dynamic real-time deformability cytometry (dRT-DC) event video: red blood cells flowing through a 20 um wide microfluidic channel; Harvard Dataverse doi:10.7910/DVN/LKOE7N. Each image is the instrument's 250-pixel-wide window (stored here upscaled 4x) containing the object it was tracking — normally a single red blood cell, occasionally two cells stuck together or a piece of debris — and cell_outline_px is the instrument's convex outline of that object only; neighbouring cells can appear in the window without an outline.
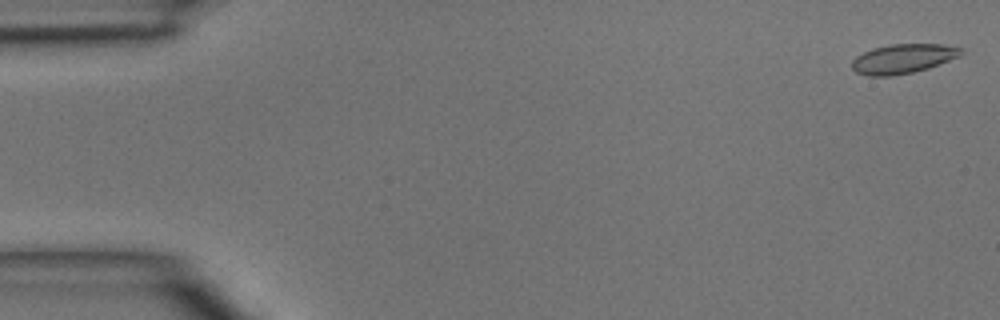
{"species": "common noctule bat (a hibernating species)", "species_latin": "Nyctalus noctula", "temperature_condition": "room temperature", "stored_images_in_passage": 47, "camera_frame_rate_fps": 3000, "um_per_image_px": 0.085, "animal": {"sex": "male", "body_mass_g": 15.6}, "frame": {"image": 1, "passage_image": 1, "time_ms": 0.0, "image_size_px": [1000, 320], "cell_outline_px": [[964, 52], [960, 56], [928, 68], [912, 72], [892, 76], [868, 76], [856, 72], [852, 68], [852, 60], [856, 56], [872, 48], [892, 44], [940, 44], [964, 48]], "centroid_in_image_um": [76.76, 4.99], "position_along_channel_um": 8.2, "area_um2": 18.73}}
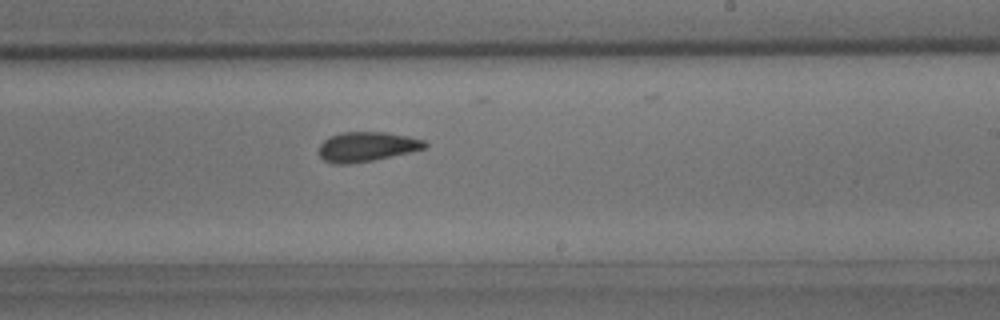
{"frame": {"image": 2, "passage_image": 28, "time_ms": 9.0, "image_size_px": [1000, 320], "cell_outline_px": [[428, 144], [424, 148], [408, 152], [372, 160], [348, 164], [336, 164], [324, 160], [320, 156], [320, 144], [328, 136], [344, 132], [388, 132], [408, 136], [424, 140]], "centroid_in_image_um": [31.16, 12.45], "position_along_channel_um": 257.8, "area_um2": 18.09}}
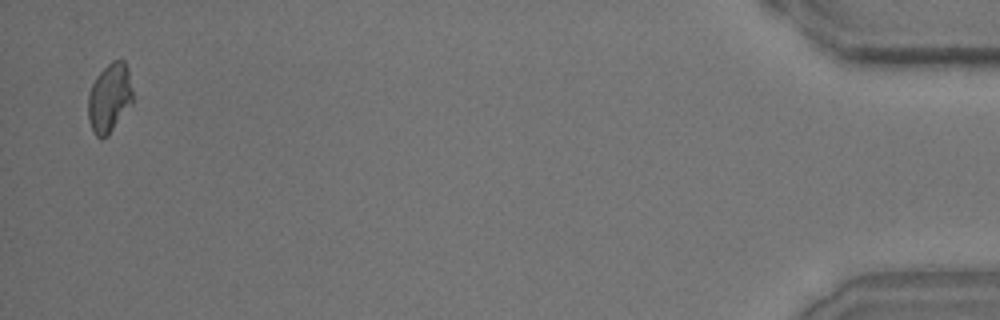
{"frame": {"image": 3, "passage_image": 46, "time_ms": 15.0, "image_size_px": [1000, 320], "cell_outline_px": [[132, 104], [108, 136], [100, 140], [92, 132], [88, 116], [88, 92], [96, 76], [112, 60], [124, 60], [128, 68], [132, 88]], "centroid_in_image_um": [9.3, 8.34], "position_along_channel_um": 425.9, "area_um2": 18.21}}